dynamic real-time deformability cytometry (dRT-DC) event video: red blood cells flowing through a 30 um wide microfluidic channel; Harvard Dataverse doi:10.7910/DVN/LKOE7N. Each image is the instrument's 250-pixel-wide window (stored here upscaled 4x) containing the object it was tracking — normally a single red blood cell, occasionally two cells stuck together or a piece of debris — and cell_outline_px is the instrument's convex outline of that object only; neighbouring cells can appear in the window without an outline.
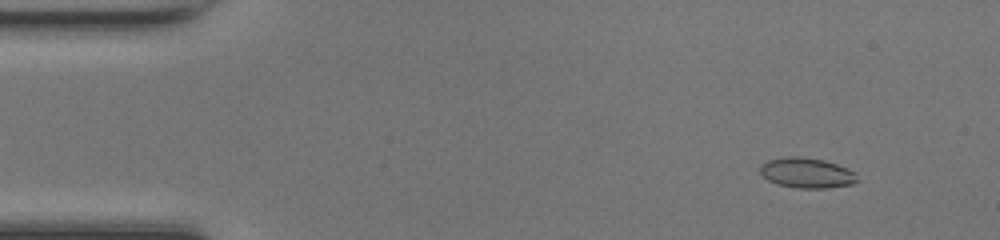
{"species": "common noctule bat (a hibernating species)", "species_latin": "Nyctalus noctula", "temperature_condition": "room temperature", "stored_images_in_passage": 50, "segment_of_instrument_passage": [1, 2], "camera_frame_rate_fps": 3000, "um_per_image_px": 0.085, "animal": {"sex": "female", "body_mass_g": 17.0, "forearm_length_mm": 48.0}, "frame": {"image": 1, "passage_image": 5, "time_ms": 1.333, "image_size_px": [1000, 240], "cell_outline_px": [[856, 180], [852, 184], [828, 188], [796, 188], [776, 184], [768, 180], [760, 172], [760, 164], [768, 160], [788, 156], [800, 156], [824, 160], [848, 168], [856, 172]], "centroid_in_image_um": [68.56, 14.69], "position_along_channel_um": 16.4, "area_um2": 17.17}}
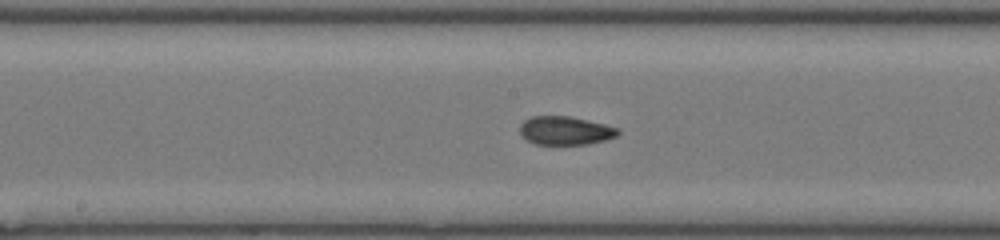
{"frame": {"image": 2, "passage_image": 25, "time_ms": 8.0, "image_size_px": [1000, 240], "cell_outline_px": [[620, 132], [616, 136], [604, 140], [588, 144], [536, 144], [528, 140], [520, 132], [520, 124], [524, 120], [532, 116], [568, 116], [604, 124], [616, 128]], "centroid_in_image_um": [48.03, 11.1], "position_along_channel_um": 200.2, "area_um2": 16.01}}
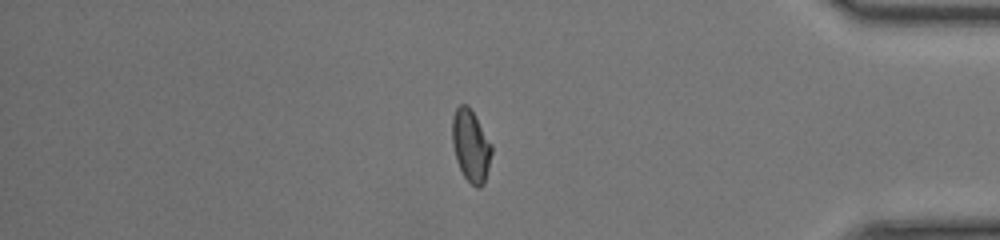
{"frame": {"image": 3, "passage_image": 41, "time_ms": 13.333, "image_size_px": [1000, 240], "cell_outline_px": [[492, 152], [484, 184], [480, 188], [476, 188], [464, 176], [456, 160], [452, 144], [452, 116], [456, 108], [460, 104], [468, 104], [492, 144]], "centroid_in_image_um": [40.01, 12.37], "position_along_channel_um": 395.2, "area_um2": 16.59}}